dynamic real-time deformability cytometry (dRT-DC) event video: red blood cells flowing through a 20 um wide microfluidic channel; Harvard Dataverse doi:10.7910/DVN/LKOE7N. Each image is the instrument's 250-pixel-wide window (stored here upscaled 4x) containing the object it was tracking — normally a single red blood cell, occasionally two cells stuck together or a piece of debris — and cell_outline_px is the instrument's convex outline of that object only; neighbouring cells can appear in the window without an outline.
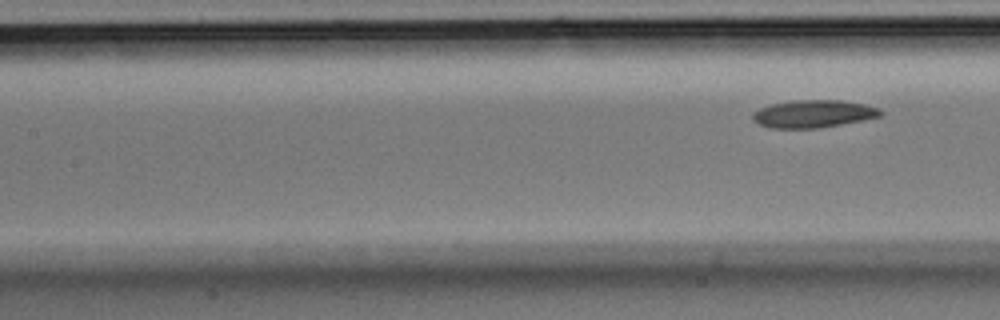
{"species": "Egyptian fruit bat (a non-hibernating species)", "species_latin": "Rousettus aegyptiacus", "temperature_condition": "room temperature", "stored_images_in_passage": 8, "segment_of_instrument_passage": [2, 2], "camera_frame_rate_fps": 3000, "um_per_image_px": 0.085, "animal": {"sex": "male"}, "frame": {"image": 1, "passage_image": 8, "time_ms": 2.333, "image_size_px": [1000, 320], "cell_outline_px": [[884, 112], [880, 116], [864, 120], [820, 128], [772, 128], [760, 124], [752, 120], [752, 112], [760, 108], [772, 104], [796, 100], [840, 100], [864, 104], [880, 108]], "centroid_in_image_um": [69.15, 9.67], "position_along_channel_um": 138.2, "area_um2": 20.58}}